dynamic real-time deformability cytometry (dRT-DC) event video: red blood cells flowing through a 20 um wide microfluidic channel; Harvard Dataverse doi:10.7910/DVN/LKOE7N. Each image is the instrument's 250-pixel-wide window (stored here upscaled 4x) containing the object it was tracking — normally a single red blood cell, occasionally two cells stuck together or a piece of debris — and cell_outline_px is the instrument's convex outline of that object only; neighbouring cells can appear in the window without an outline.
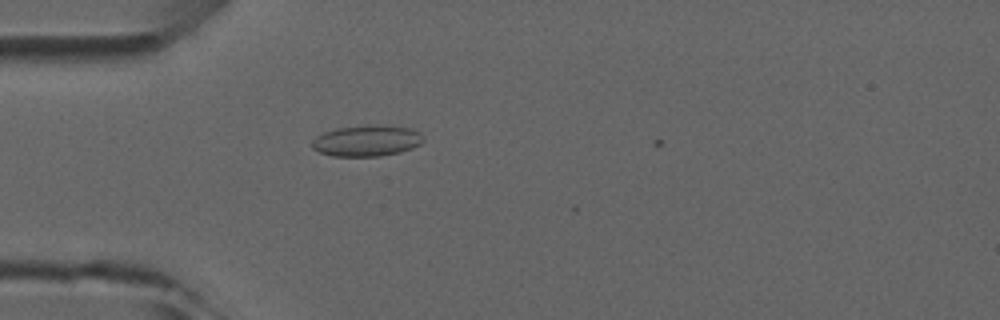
{"species": "common noctule bat (a hibernating species)", "species_latin": "Nyctalus noctula", "temperature_condition": "room temperature", "stored_images_in_passage": 4, "camera_frame_rate_fps": 3000, "um_per_image_px": 0.085, "animal": {"sex": "male", "forearm_length_mm": 52.5}, "frame": {"image": 1, "passage_image": 4, "time_ms": 3.333, "image_size_px": [1000, 320], "cell_outline_px": [[424, 140], [420, 144], [412, 148], [400, 152], [380, 156], [332, 156], [320, 152], [312, 148], [312, 140], [316, 136], [324, 132], [336, 128], [368, 124], [388, 124], [412, 128], [424, 136]], "centroid_in_image_um": [31.2, 11.94], "position_along_channel_um": 53.8, "area_um2": 20.58}}